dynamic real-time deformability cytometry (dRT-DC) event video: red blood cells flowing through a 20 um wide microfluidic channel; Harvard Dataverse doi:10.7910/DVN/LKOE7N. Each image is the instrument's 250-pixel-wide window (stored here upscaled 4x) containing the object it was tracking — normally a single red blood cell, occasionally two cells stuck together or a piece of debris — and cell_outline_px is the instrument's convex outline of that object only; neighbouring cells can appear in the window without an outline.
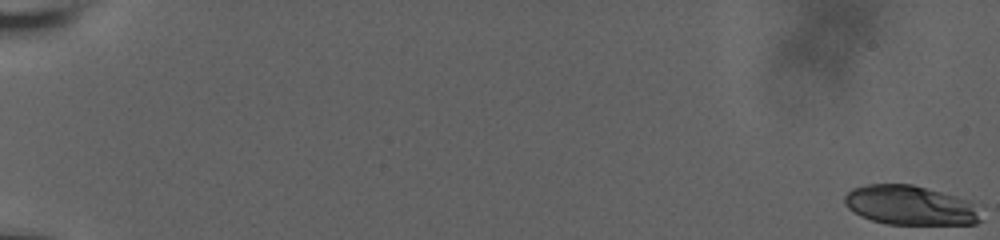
{"species": "human", "species_latin": "Homo sapiens", "temperature_condition": "room temperature", "stored_images_in_passage": 37, "camera_frame_rate_fps": 3000, "um_per_image_px": 0.085, "donor": {"sex": "male"}, "frame": {"image": 1, "passage_image": 1, "time_ms": 0.0, "image_size_px": [1000, 240], "cell_outline_px": [[980, 220], [976, 224], [888, 224], [872, 220], [860, 216], [852, 212], [844, 204], [844, 196], [852, 188], [868, 184], [912, 184], [956, 196], [968, 200], [972, 204]], "centroid_in_image_um": [77.28, 17.45], "position_along_channel_um": 7.7, "area_um2": 31.04}}
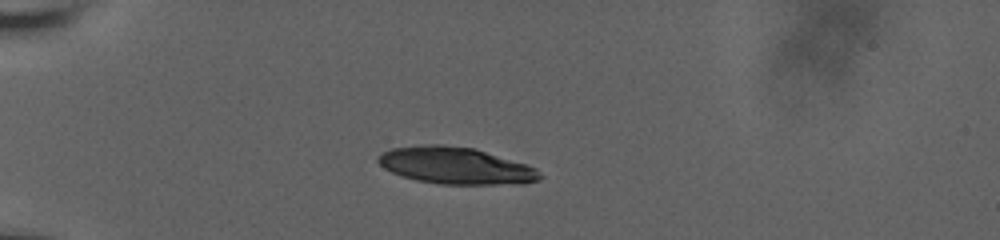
{"frame": {"image": 2, "passage_image": 31, "time_ms": 6.0, "image_size_px": [1000, 240], "cell_outline_px": [[544, 176], [540, 180], [524, 184], [440, 184], [416, 180], [392, 172], [384, 168], [376, 160], [376, 156], [380, 152], [392, 148], [424, 144], [444, 144], [476, 148], [536, 168]], "centroid_in_image_um": [38.73, 14.07], "position_along_channel_um": 46.3, "area_um2": 35.03}}